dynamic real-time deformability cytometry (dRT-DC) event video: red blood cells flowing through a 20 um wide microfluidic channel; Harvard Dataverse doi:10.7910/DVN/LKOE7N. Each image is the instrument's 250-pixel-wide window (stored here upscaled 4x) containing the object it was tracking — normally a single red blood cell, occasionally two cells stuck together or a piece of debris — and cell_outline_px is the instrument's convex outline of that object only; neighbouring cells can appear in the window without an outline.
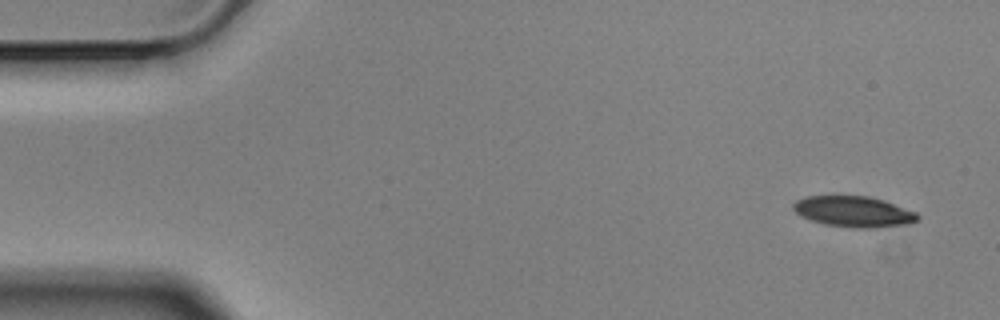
{"species": "Egyptian fruit bat (a non-hibernating species)", "species_latin": "Rousettus aegyptiacus", "temperature_condition": "cold", "stored_images_in_passage": 5, "camera_frame_rate_fps": 3000, "um_per_image_px": 0.085, "animal": {"sex": "male"}, "frame": {"image": 1, "passage_image": 1, "time_ms": 0.0, "image_size_px": [1000, 320], "cell_outline_px": [[920, 216], [916, 220], [908, 224], [876, 228], [860, 228], [824, 224], [800, 216], [792, 208], [792, 204], [796, 200], [808, 196], [868, 196], [884, 200], [916, 212]], "centroid_in_image_um": [72.56, 17.98], "position_along_channel_um": 12.4, "area_um2": 22.25}}
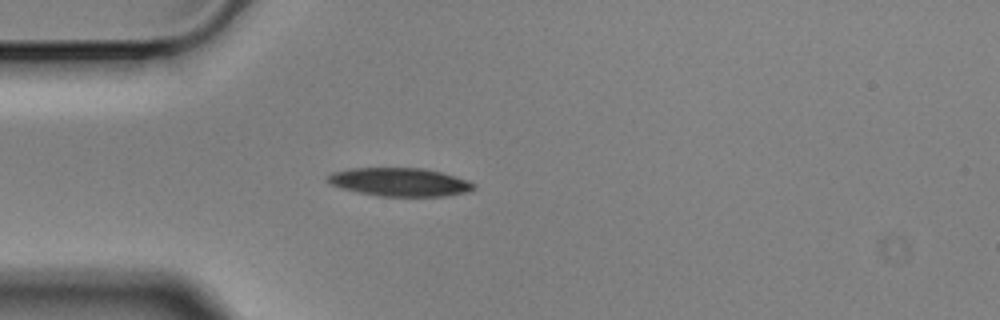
{"frame": {"image": 2, "passage_image": 4, "time_ms": 1.0, "image_size_px": [1000, 320], "cell_outline_px": [[476, 188], [468, 192], [444, 196], [380, 196], [360, 192], [344, 188], [332, 184], [324, 180], [332, 172], [348, 168], [424, 168], [440, 172], [468, 180], [476, 184]], "centroid_in_image_um": [34.0, 15.47], "position_along_channel_um": 51.0, "area_um2": 24.04}}